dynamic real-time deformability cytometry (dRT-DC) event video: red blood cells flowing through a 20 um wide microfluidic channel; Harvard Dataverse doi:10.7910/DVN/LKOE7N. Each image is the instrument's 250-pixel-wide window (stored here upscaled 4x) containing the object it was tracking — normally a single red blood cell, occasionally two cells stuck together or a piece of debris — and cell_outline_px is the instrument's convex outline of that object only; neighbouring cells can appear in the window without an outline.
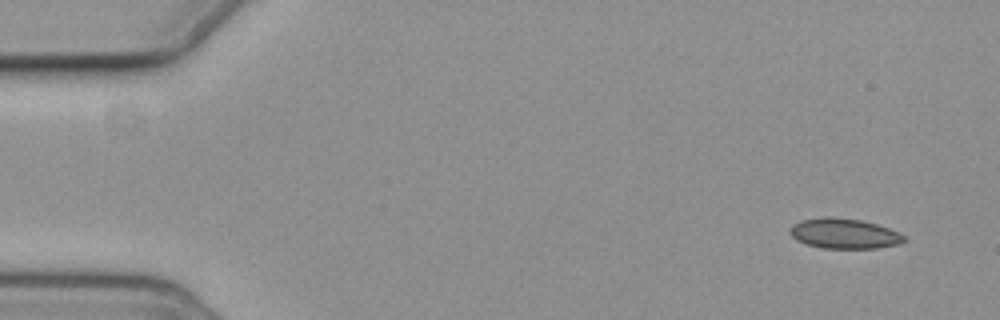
{"species": "common noctule bat (a hibernating species)", "species_latin": "Nyctalus noctula", "temperature_condition": "cold", "stored_images_in_passage": 4, "camera_frame_rate_fps": 3000, "um_per_image_px": 0.085, "animal": {"sex": "female", "body_mass_g": 19.3, "forearm_length_mm": 54.1}, "frame": {"image": 1, "passage_image": 1, "time_ms": 0.0, "image_size_px": [1000, 320], "cell_outline_px": [[908, 240], [900, 244], [876, 248], [824, 248], [808, 244], [796, 240], [788, 232], [792, 224], [804, 220], [828, 216], [860, 220], [876, 224], [888, 228], [904, 236]], "centroid_in_image_um": [71.75, 19.86], "position_along_channel_um": 13.2, "area_um2": 19.88}}
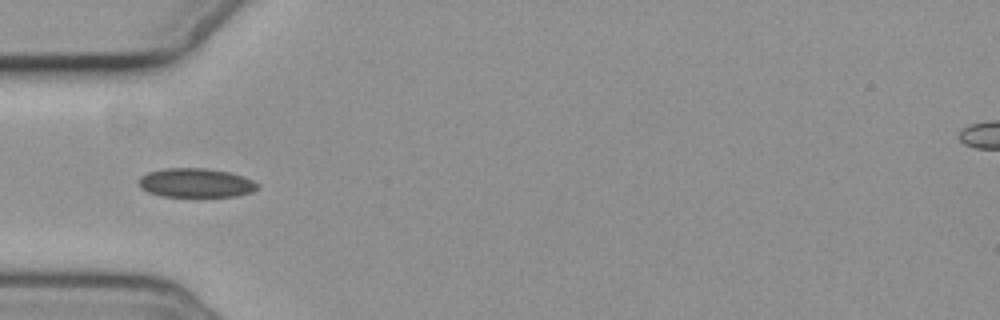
{"frame": {"image": 2, "passage_image": 4, "time_ms": 5.0, "image_size_px": [1000, 320], "cell_outline_px": [[260, 188], [252, 192], [240, 196], [160, 196], [148, 192], [140, 188], [140, 176], [148, 172], [164, 168], [208, 168], [228, 172], [244, 176], [260, 184]], "centroid_in_image_um": [16.69, 15.54], "position_along_channel_um": 68.3, "area_um2": 20.29}}